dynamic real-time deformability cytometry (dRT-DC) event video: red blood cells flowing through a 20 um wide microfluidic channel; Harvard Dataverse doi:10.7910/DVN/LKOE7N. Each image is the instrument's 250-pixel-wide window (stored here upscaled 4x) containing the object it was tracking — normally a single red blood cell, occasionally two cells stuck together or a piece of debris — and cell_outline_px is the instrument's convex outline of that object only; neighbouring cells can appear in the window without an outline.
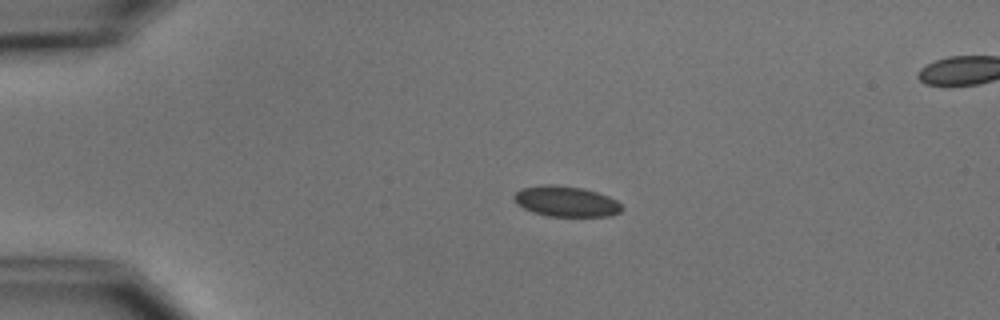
{"species": "common noctule bat (a hibernating species)", "species_latin": "Nyctalus noctula", "temperature_condition": "cold", "stored_images_in_passage": 4, "segment_of_instrument_passage": [1, 2], "camera_frame_rate_fps": 3000, "um_per_image_px": 0.085, "animal": {"sex": "male", "body_mass_g": 15.6}, "frame": {"image": 1, "passage_image": 2, "time_ms": 1.333, "image_size_px": [1000, 320], "cell_outline_px": [[624, 208], [620, 212], [612, 216], [548, 216], [532, 212], [516, 204], [512, 196], [520, 188], [548, 184], [552, 184], [584, 188], [608, 196], [616, 200]], "centroid_in_image_um": [48.1, 17.12], "position_along_channel_um": 36.9, "area_um2": 19.31}}